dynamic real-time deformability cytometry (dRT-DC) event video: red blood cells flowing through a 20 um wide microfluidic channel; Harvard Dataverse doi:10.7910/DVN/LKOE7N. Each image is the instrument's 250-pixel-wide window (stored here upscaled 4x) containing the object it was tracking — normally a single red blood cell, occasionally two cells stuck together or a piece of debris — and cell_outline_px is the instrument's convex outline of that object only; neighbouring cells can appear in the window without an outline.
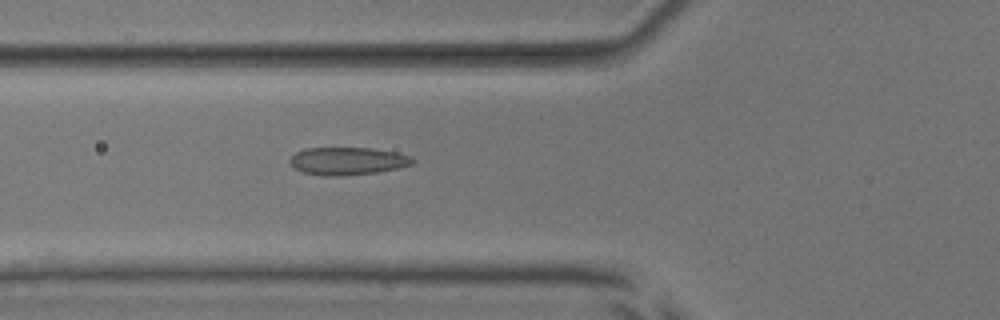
{"species": "common noctule bat (a hibernating species)", "species_latin": "Nyctalus noctula", "temperature_condition": "room temperature", "stored_images_in_passage": 48, "camera_frame_rate_fps": 3000, "um_per_image_px": 0.085, "animal": {"sex": "male", "body_mass_g": 17.9, "forearm_length_mm": 54.2}, "frame": {"image": 1, "passage_image": 14, "time_ms": 4.333, "image_size_px": [1000, 320], "cell_outline_px": [[416, 160], [412, 164], [400, 168], [376, 172], [336, 176], [324, 176], [304, 172], [296, 168], [288, 160], [296, 152], [304, 148], [372, 148], [396, 152], [412, 156]], "centroid_in_image_um": [29.58, 13.68], "position_along_channel_um": 96.2, "area_um2": 19.77}}
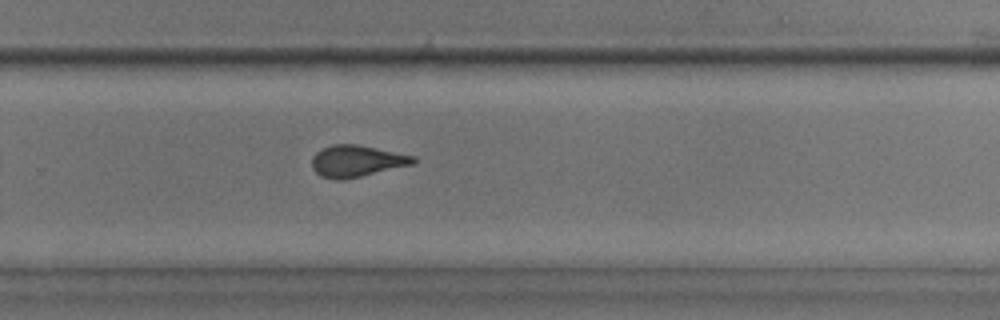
{"frame": {"image": 2, "passage_image": 30, "time_ms": 9.667, "image_size_px": [1000, 320], "cell_outline_px": [[416, 160], [412, 164], [344, 180], [336, 180], [320, 176], [312, 168], [312, 156], [320, 148], [332, 144], [360, 144], [416, 156]], "centroid_in_image_um": [30.28, 13.67], "position_along_channel_um": 299.5, "area_um2": 18.84}}
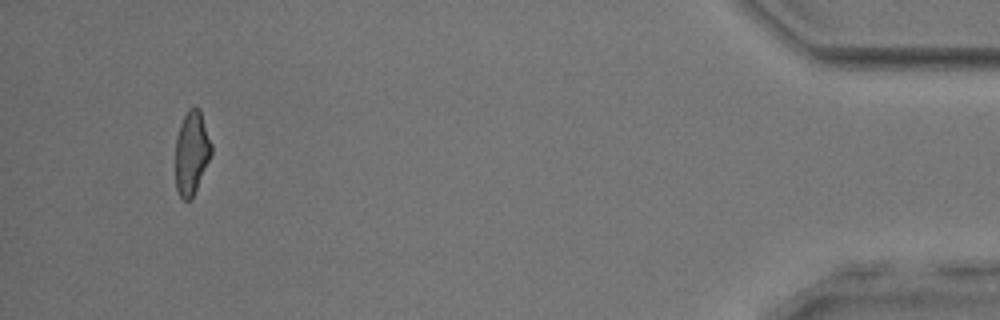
{"frame": {"image": 3, "passage_image": 45, "time_ms": 14.667, "image_size_px": [1000, 320], "cell_outline_px": [[212, 152], [196, 188], [192, 196], [188, 200], [184, 200], [180, 196], [176, 188], [176, 136], [180, 124], [188, 108], [200, 108], [212, 144]], "centroid_in_image_um": [16.28, 12.93], "position_along_channel_um": 418.9, "area_um2": 17.22}, "authors_computed_cell_mechanics": {"area_um2": 18.8139, "velocity_mm_per_s": 3.8217, "shape_relaxation_time_tau1_ms": 8.0829, "shape_relaxation_time_tau2_ms": 1.2593, "deformation_change_tau1": 0.2275, "deformation_change_tau2": 0.0987}}